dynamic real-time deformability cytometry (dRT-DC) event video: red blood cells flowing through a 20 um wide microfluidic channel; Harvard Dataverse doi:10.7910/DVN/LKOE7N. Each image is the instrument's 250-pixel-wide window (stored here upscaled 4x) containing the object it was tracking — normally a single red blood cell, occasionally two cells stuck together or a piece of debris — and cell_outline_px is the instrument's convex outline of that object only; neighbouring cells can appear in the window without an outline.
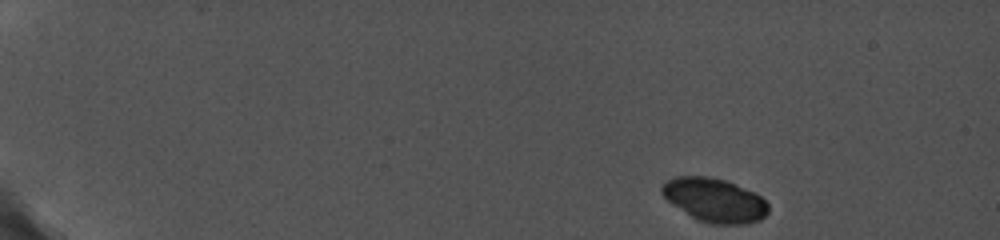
{"species": "common noctule bat (a hibernating species)", "species_latin": "Nyctalus noctula", "temperature_condition": "cold", "stored_images_in_passage": 16, "camera_frame_rate_fps": 5000, "um_per_image_px": 0.085, "animal": {"sex": "female", "body_mass_g": 19.0, "forearm_length_mm": 56.7}, "frame": {"image": 1, "passage_image": 1, "time_ms": 0.0, "image_size_px": [1000, 240], "cell_outline_px": [[768, 212], [760, 220], [748, 224], [708, 224], [696, 220], [668, 200], [660, 192], [660, 188], [668, 180], [676, 176], [708, 176], [724, 180], [752, 192], [760, 196], [768, 204]], "centroid_in_image_um": [60.73, 17.03], "position_along_channel_um": 24.3, "area_um2": 26.93}}
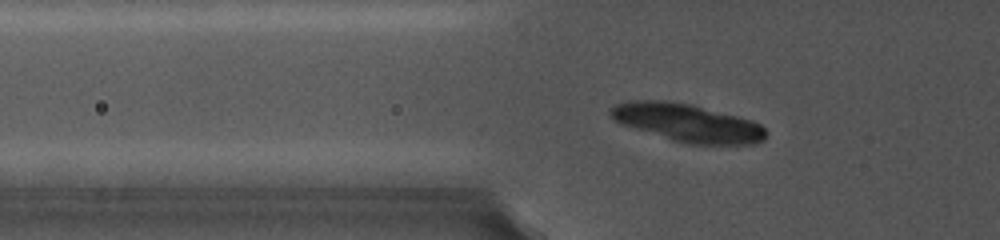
{"frame": {"image": 2, "passage_image": 16, "time_ms": 4.6, "image_size_px": [1000, 240], "cell_outline_px": [[768, 132], [764, 140], [756, 144], [688, 144], [672, 140], [624, 124], [616, 120], [608, 112], [608, 108], [616, 104], [628, 100], [668, 100], [692, 104], [752, 120], [760, 124]], "centroid_in_image_um": [58.46, 10.42], "position_along_channel_um": 67.3, "area_um2": 34.28}}